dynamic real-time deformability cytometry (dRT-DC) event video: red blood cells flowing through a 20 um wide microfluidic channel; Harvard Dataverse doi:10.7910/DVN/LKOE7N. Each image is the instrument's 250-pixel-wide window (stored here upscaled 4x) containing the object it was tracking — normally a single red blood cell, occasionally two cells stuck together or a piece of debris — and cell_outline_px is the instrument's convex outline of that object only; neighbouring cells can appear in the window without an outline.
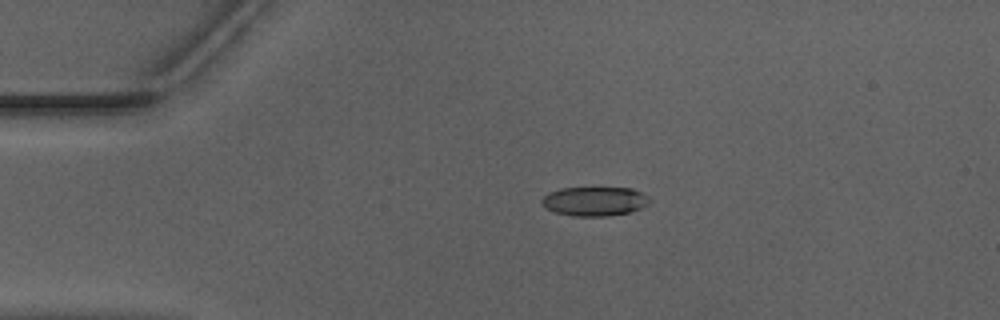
{"species": "Egyptian fruit bat (a non-hibernating species)", "species_latin": "Rousettus aegyptiacus", "temperature_condition": "warm", "stored_images_in_passage": 44, "camera_frame_rate_fps": 3000, "um_per_image_px": 0.085, "animal": {"sex": "male"}, "frame": {"image": 1, "passage_image": 3, "time_ms": 0.667, "image_size_px": [1000, 320], "cell_outline_px": [[652, 200], [648, 204], [640, 208], [628, 212], [608, 216], [572, 216], [556, 212], [544, 208], [540, 200], [548, 192], [560, 188], [632, 188], [648, 196]], "centroid_in_image_um": [50.51, 17.1], "position_along_channel_um": 34.5, "area_um2": 18.38}}
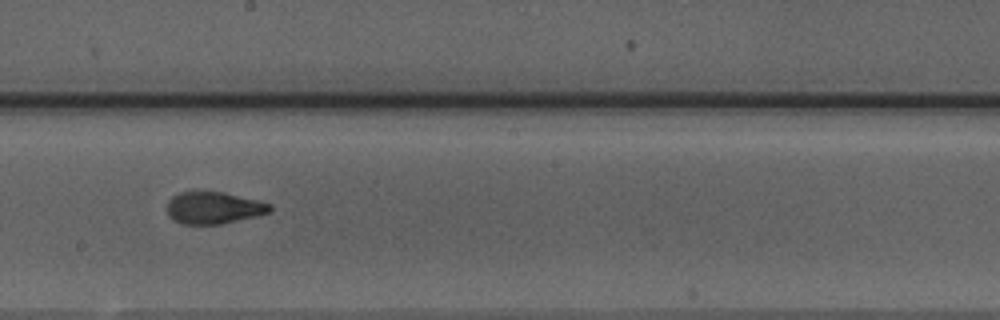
{"frame": {"image": 2, "passage_image": 21, "time_ms": 6.667, "image_size_px": [1000, 320], "cell_outline_px": [[272, 212], [256, 216], [220, 224], [180, 224], [172, 220], [168, 216], [168, 200], [172, 196], [180, 192], [224, 192], [272, 204]], "centroid_in_image_um": [18.15, 17.67], "position_along_channel_um": 230.0, "area_um2": 19.19}}
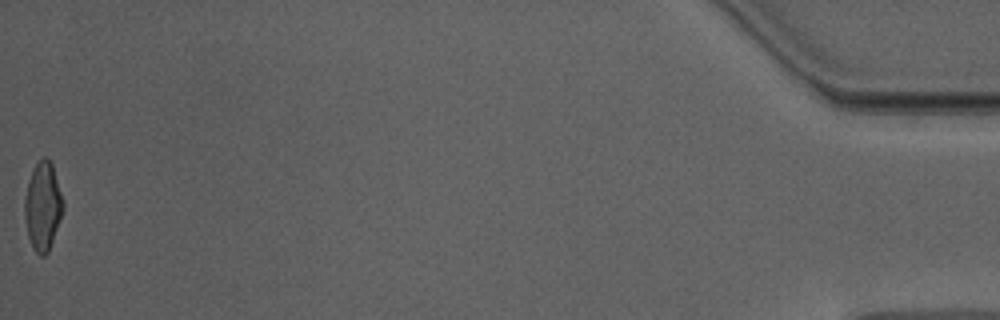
{"frame": {"image": 3, "passage_image": 44, "time_ms": 14.333, "image_size_px": [1000, 320], "cell_outline_px": [[64, 208], [60, 220], [48, 252], [44, 256], [40, 256], [32, 248], [28, 236], [24, 216], [24, 200], [28, 180], [32, 168], [44, 156], [52, 164], [64, 200]], "centroid_in_image_um": [3.63, 17.53], "position_along_channel_um": 431.6, "area_um2": 19.88}, "authors_computed_cell_mechanics": {"area_um2": 19.5075, "velocity_mm_per_s": 3.9712, "shape_relaxation_time_tau1_ms": 5.0249, "shape_relaxation_time_tau2_ms": 1.1343, "deformation_change_tau1": 0.2029, "deformation_change_tau2": 0.0798}}